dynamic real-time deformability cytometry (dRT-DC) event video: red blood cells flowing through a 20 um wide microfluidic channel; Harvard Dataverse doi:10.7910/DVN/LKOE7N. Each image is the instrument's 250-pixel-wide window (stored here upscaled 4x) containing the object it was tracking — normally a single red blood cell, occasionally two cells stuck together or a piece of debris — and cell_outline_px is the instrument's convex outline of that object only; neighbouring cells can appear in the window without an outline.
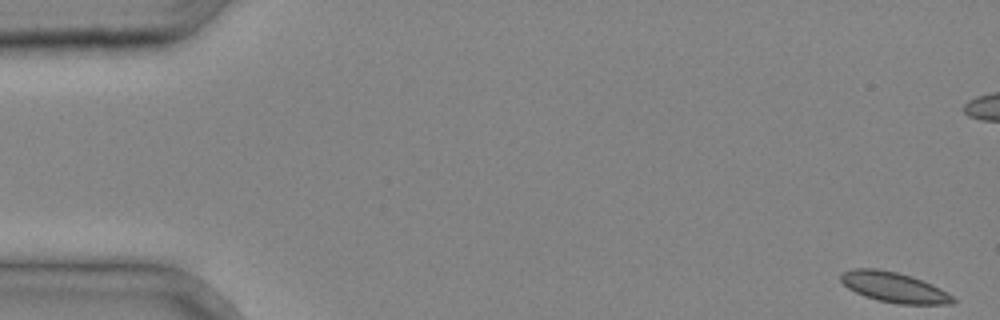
{"species": "common noctule bat (a hibernating species)", "species_latin": "Nyctalus noctula", "temperature_condition": "cold", "stored_images_in_passage": 33, "camera_frame_rate_fps": 3000, "um_per_image_px": 0.085, "animal": {"sex": "male", "body_mass_g": 20.4}, "frame": {"image": 1, "passage_image": 1, "time_ms": 0.0, "image_size_px": [1000, 320], "cell_outline_px": [[956, 300], [952, 304], [896, 304], [876, 300], [864, 296], [848, 288], [840, 280], [840, 272], [852, 268], [876, 268], [896, 272], [912, 276], [932, 284], [940, 288], [952, 296]], "centroid_in_image_um": [75.96, 24.41], "position_along_channel_um": 9.0, "area_um2": 19.88}}
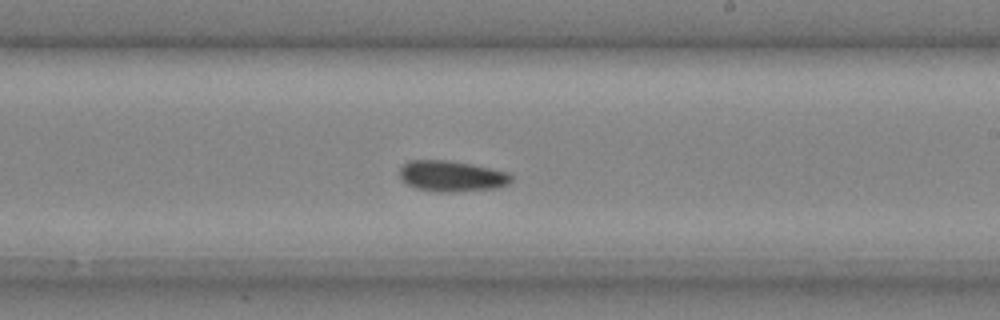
{"frame": {"image": 2, "passage_image": 23, "time_ms": 7.333, "image_size_px": [1000, 320], "cell_outline_px": [[512, 180], [508, 184], [496, 188], [448, 192], [440, 192], [416, 188], [408, 184], [400, 176], [400, 168], [408, 160], [448, 160], [472, 164], [508, 172], [512, 176]], "centroid_in_image_um": [38.41, 14.96], "position_along_channel_um": 250.6, "area_um2": 19.94}}
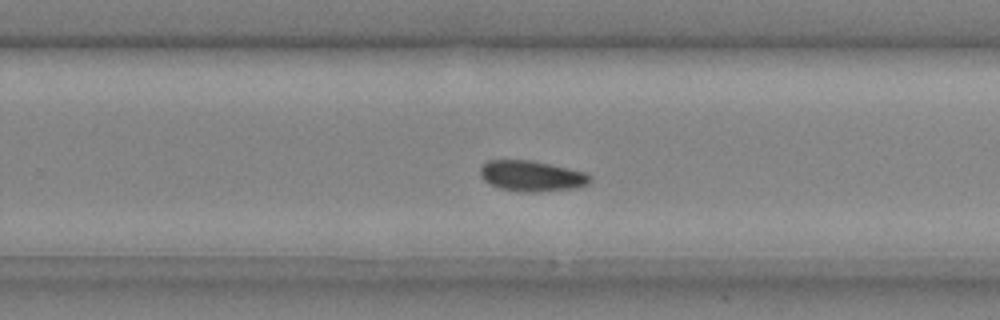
{"frame": {"image": 3, "passage_image": 25, "time_ms": 8.0, "image_size_px": [1000, 320], "cell_outline_px": [[592, 180], [588, 184], [576, 188], [536, 192], [516, 192], [500, 188], [488, 184], [480, 176], [480, 168], [488, 160], [532, 160], [552, 164], [584, 172], [592, 176]], "centroid_in_image_um": [45.19, 14.96], "position_along_channel_um": 284.6, "area_um2": 19.88}}